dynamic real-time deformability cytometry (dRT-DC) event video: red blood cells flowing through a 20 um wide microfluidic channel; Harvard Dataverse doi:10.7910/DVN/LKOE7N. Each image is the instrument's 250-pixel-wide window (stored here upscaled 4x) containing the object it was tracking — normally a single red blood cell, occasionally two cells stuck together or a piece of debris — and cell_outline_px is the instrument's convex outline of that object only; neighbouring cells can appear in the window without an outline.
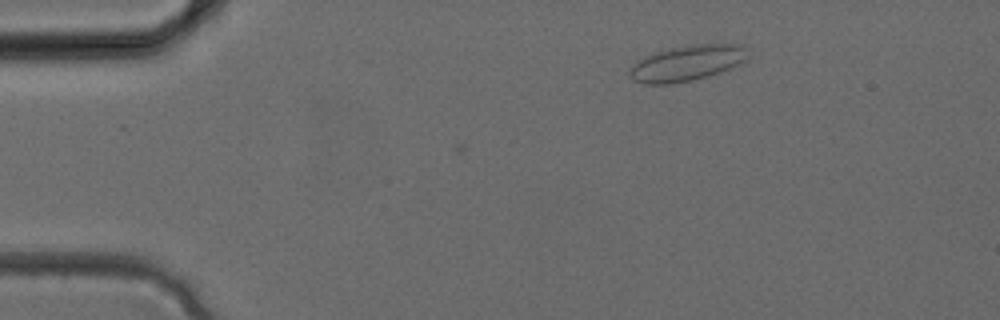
{"species": "common noctule bat (a hibernating species)", "species_latin": "Nyctalus noctula", "temperature_condition": "cold", "stored_images_in_passage": 3, "camera_frame_rate_fps": 3000, "um_per_image_px": 0.085, "animal": {"sex": "female", "body_mass_g": 24.6, "forearm_length_mm": 56.2}, "frame": {"image": 1, "passage_image": 1, "time_ms": 0.0, "image_size_px": [1000, 320], "cell_outline_px": [[748, 60], [732, 68], [708, 76], [692, 80], [668, 84], [644, 84], [632, 80], [628, 76], [628, 72], [644, 56], [652, 52], [688, 44], [740, 44], [744, 48], [748, 56]], "centroid_in_image_um": [58.39, 5.36], "position_along_channel_um": 26.6, "area_um2": 24.68}}